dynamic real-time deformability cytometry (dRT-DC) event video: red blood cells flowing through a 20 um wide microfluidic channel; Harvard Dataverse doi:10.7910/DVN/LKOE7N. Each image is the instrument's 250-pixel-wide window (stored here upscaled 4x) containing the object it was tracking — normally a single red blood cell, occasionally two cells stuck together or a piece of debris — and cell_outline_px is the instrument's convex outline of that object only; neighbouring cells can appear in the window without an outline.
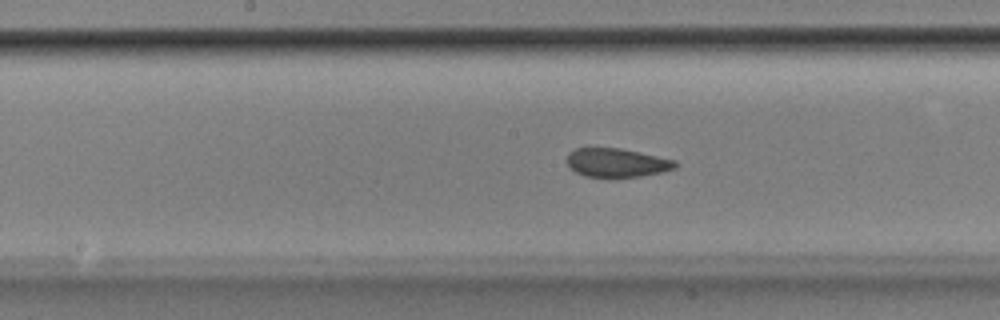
{"species": "Egyptian fruit bat (a non-hibernating species)", "species_latin": "Rousettus aegyptiacus", "temperature_condition": "room temperature", "stored_images_in_passage": 52, "camera_frame_rate_fps": 3000, "um_per_image_px": 0.085, "animal": {"sex": "male"}, "frame": {"image": 1, "passage_image": 27, "time_ms": 8.667, "image_size_px": [1000, 320], "cell_outline_px": [[676, 168], [664, 172], [640, 176], [608, 180], [584, 176], [576, 172], [568, 164], [568, 152], [576, 148], [620, 148], [640, 152], [676, 160]], "centroid_in_image_um": [52.43, 13.87], "position_along_channel_um": 195.8, "area_um2": 18.73}}
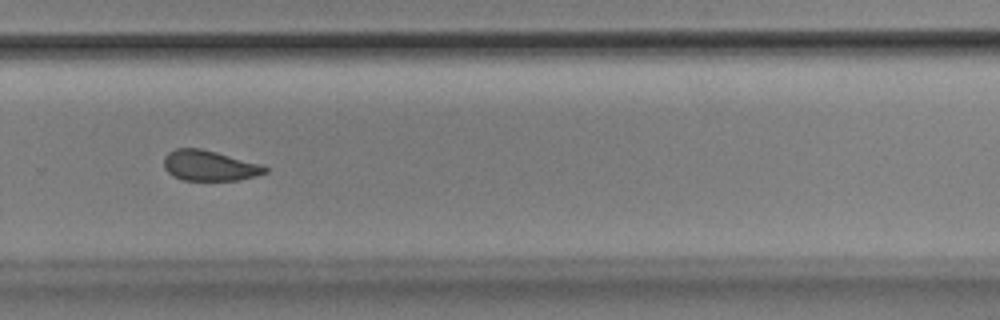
{"frame": {"image": 2, "passage_image": 36, "time_ms": 11.667, "image_size_px": [1000, 320], "cell_outline_px": [[268, 172], [256, 176], [236, 180], [184, 180], [172, 176], [164, 168], [164, 156], [168, 152], [176, 148], [200, 148], [264, 164], [268, 168]], "centroid_in_image_um": [17.82, 14.07], "position_along_channel_um": 312.0, "area_um2": 18.09}}
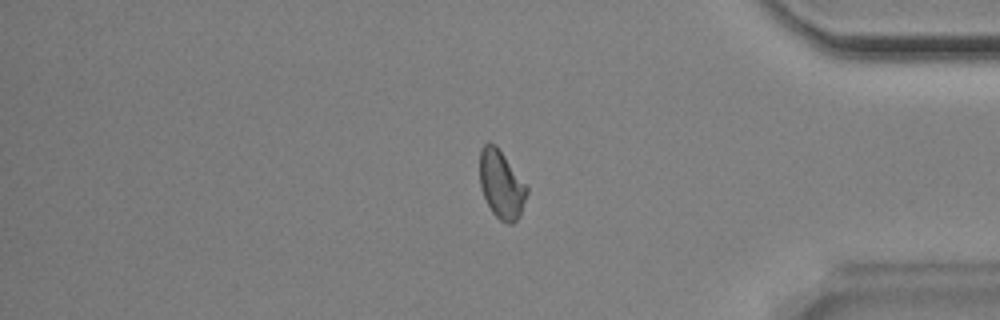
{"frame": {"image": 3, "passage_image": 44, "time_ms": 14.333, "image_size_px": [1000, 320], "cell_outline_px": [[528, 192], [520, 216], [512, 224], [508, 224], [500, 220], [492, 212], [484, 196], [480, 184], [480, 148], [484, 144], [496, 144], [528, 188]], "centroid_in_image_um": [42.62, 15.69], "position_along_channel_um": 392.6, "area_um2": 18.5}, "authors_computed_cell_mechanics": {"area_um2": 18.9006, "velocity_mm_per_s": 3.8886, "shape_relaxation_time_tau1_ms": null, "shape_relaxation_time_tau2_ms": 2.1371, "deformation_change_tau1": null, "deformation_change_tau2": 0.0489}}